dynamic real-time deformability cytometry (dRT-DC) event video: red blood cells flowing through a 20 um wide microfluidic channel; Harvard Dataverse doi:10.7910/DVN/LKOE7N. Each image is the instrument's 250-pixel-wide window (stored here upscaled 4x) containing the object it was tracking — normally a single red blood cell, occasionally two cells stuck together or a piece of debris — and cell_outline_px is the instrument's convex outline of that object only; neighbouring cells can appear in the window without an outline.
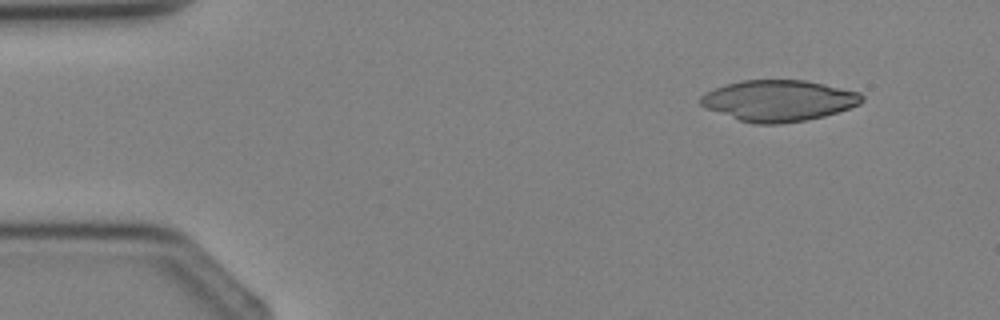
{"species": "Egyptian fruit bat (a non-hibernating species)", "species_latin": "Rousettus aegyptiacus", "temperature_condition": "cold", "stored_images_in_passage": 3, "camera_frame_rate_fps": 3000, "um_per_image_px": 0.085, "animal": {"sex": "female"}, "frame": {"image": 1, "passage_image": 1, "time_ms": 0.0, "image_size_px": [1000, 320], "cell_outline_px": [[864, 100], [860, 104], [824, 116], [804, 120], [780, 124], [752, 124], [704, 108], [700, 104], [700, 96], [704, 92], [740, 80], [804, 80], [824, 84], [860, 92], [864, 96]], "centroid_in_image_um": [66.17, 8.55], "position_along_channel_um": 18.8, "area_um2": 38.61}}